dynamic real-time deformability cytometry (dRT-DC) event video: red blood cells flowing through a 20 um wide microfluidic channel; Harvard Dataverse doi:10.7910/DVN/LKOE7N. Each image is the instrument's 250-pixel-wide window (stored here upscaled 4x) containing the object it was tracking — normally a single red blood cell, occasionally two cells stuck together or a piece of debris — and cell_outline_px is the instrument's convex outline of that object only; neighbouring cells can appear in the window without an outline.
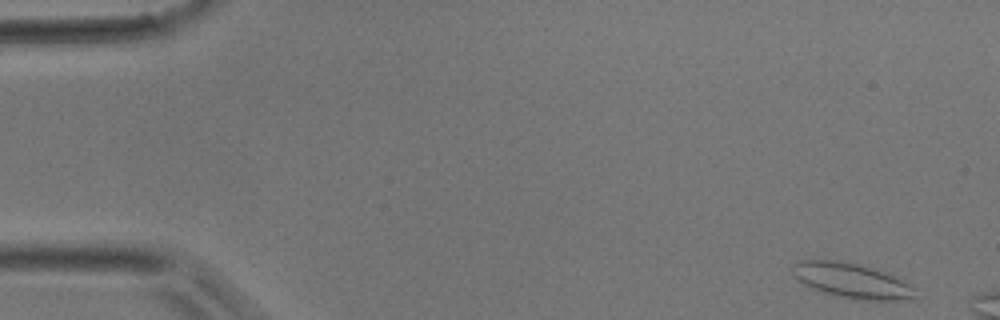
{"species": "common noctule bat (a hibernating species)", "species_latin": "Nyctalus noctula", "temperature_condition": "room temperature", "stored_images_in_passage": 7, "camera_frame_rate_fps": 3000, "um_per_image_px": 0.085, "animal": {"sex": "male", "body_mass_g": 17.9}, "frame": {"image": 1, "passage_image": 1, "time_ms": 0.0, "image_size_px": [1000, 320], "cell_outline_px": [[916, 296], [912, 300], [864, 300], [832, 296], [812, 288], [804, 284], [792, 272], [792, 264], [804, 260], [840, 260], [856, 264], [892, 276], [912, 284], [916, 288]], "centroid_in_image_um": [72.42, 23.88], "position_along_channel_um": 12.6, "area_um2": 24.8}}